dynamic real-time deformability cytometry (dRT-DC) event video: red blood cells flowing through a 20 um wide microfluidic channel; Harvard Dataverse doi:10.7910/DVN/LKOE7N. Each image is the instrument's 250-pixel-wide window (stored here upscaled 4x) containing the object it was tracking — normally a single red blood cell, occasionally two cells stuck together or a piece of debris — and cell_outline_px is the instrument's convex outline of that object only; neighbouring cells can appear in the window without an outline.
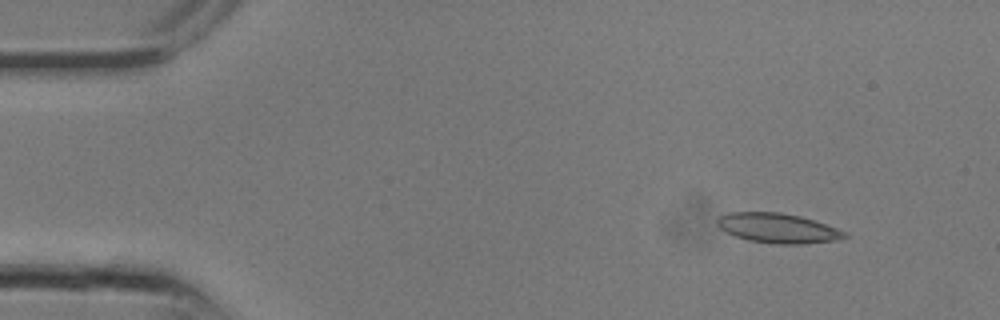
{"species": "common noctule bat (a hibernating species)", "species_latin": "Nyctalus noctula", "temperature_condition": "room temperature", "stored_images_in_passage": 7, "camera_frame_rate_fps": 3000, "um_per_image_px": 0.085, "animal": {"sex": "male", "body_mass_g": 13.3}, "frame": {"image": 1, "passage_image": 2, "time_ms": 0.333, "image_size_px": [1000, 320], "cell_outline_px": [[848, 236], [836, 240], [804, 244], [776, 244], [748, 240], [736, 236], [720, 228], [716, 224], [716, 220], [720, 216], [728, 212], [780, 212], [800, 216], [836, 228], [844, 232]], "centroid_in_image_um": [66.08, 19.39], "position_along_channel_um": 18.9, "area_um2": 21.85}}
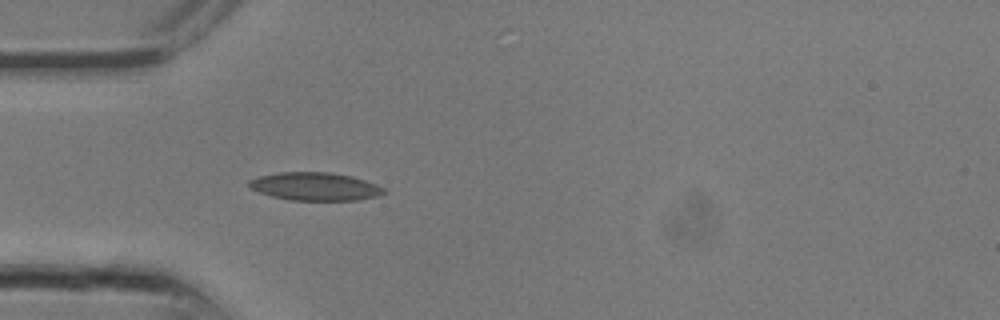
{"frame": {"image": 2, "passage_image": 7, "time_ms": 2.0, "image_size_px": [1000, 320], "cell_outline_px": [[388, 192], [376, 196], [356, 200], [288, 200], [272, 196], [260, 192], [252, 188], [248, 184], [248, 180], [260, 176], [280, 172], [332, 172], [352, 176], [376, 184], [384, 188]], "centroid_in_image_um": [26.8, 15.84], "position_along_channel_um": 58.2, "area_um2": 21.96}}